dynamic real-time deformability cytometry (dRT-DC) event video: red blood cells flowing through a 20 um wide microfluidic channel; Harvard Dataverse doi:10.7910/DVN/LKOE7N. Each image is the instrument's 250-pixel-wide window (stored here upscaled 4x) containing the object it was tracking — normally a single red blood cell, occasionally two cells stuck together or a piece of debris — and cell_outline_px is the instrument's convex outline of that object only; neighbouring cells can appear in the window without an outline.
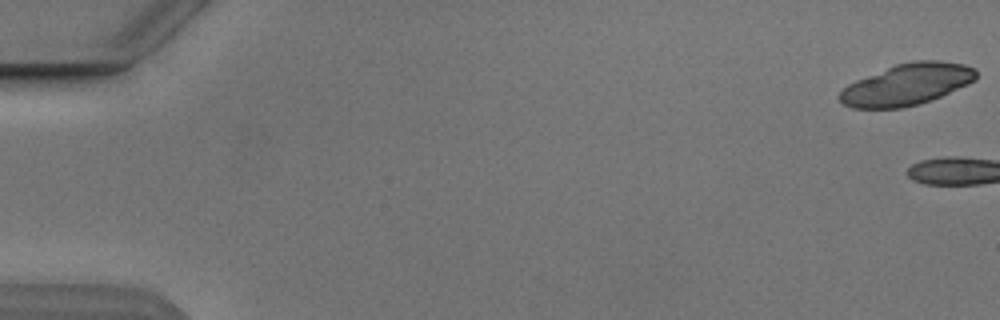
{"species": "Egyptian fruit bat (a non-hibernating species)", "species_latin": "Rousettus aegyptiacus", "temperature_condition": "cold", "stored_images_in_passage": 5, "camera_frame_rate_fps": 3000, "um_per_image_px": 0.085, "animal": {"sex": "male"}, "frame": {"image": 1, "passage_image": 1, "time_ms": 0.0, "image_size_px": [1000, 320], "cell_outline_px": [[976, 80], [968, 84], [932, 100], [920, 104], [900, 108], [852, 108], [844, 104], [836, 96], [848, 84], [856, 80], [896, 64], [912, 60], [940, 60], [964, 64], [976, 68]], "centroid_in_image_um": [77.1, 7.17], "position_along_channel_um": 7.9, "area_um2": 33.06}}